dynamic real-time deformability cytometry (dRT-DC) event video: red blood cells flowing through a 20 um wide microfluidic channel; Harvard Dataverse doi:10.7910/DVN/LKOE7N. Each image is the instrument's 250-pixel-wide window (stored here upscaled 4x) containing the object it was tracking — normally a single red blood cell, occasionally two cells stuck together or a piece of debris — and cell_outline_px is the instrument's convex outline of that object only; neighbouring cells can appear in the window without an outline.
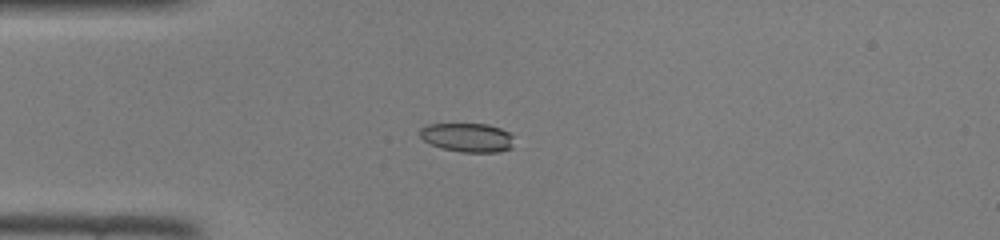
{"species": "common noctule bat (a hibernating species)", "species_latin": "Nyctalus noctula", "temperature_condition": "room temperature", "stored_images_in_passage": 43, "camera_frame_rate_fps": 3000, "um_per_image_px": 0.085, "animal": {"sex": "female", "body_mass_g": 22.0, "forearm_length_mm": 56.7}, "frame": {"image": 1, "passage_image": 9, "time_ms": 2.667, "image_size_px": [1000, 240], "cell_outline_px": [[512, 148], [500, 152], [460, 152], [444, 148], [432, 144], [424, 140], [420, 136], [420, 128], [424, 124], [488, 124], [500, 128], [508, 132], [512, 136]], "centroid_in_image_um": [39.73, 11.68], "position_along_channel_um": 45.3, "area_um2": 15.84}}
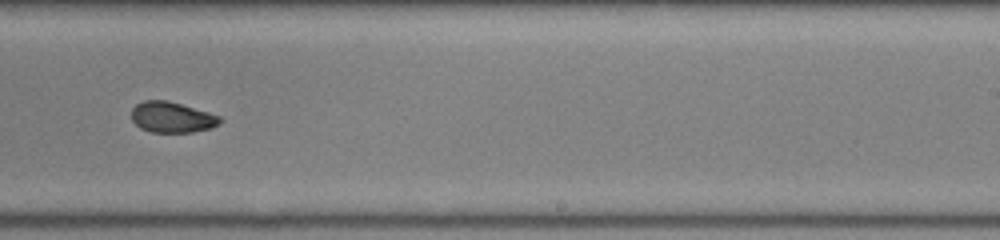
{"frame": {"image": 2, "passage_image": 26, "time_ms": 8.333, "image_size_px": [1000, 240], "cell_outline_px": [[224, 120], [220, 124], [212, 128], [192, 132], [152, 132], [140, 128], [132, 120], [132, 108], [136, 104], [144, 100], [168, 100], [208, 112], [220, 116]], "centroid_in_image_um": [14.64, 9.96], "position_along_channel_um": 274.4, "area_um2": 15.95}}
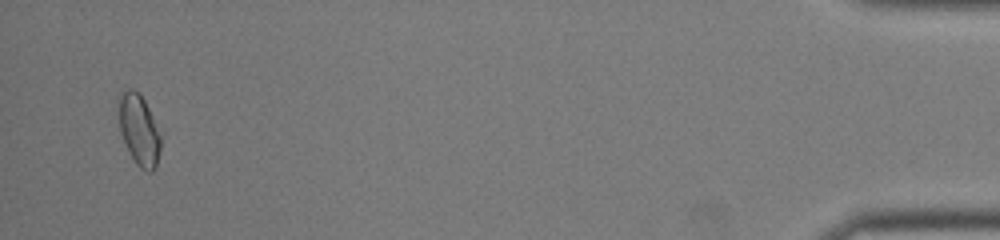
{"frame": {"image": 3, "passage_image": 42, "time_ms": 13.667, "image_size_px": [1000, 240], "cell_outline_px": [[164, 132], [156, 168], [152, 172], [148, 172], [140, 168], [136, 164], [120, 132], [120, 96], [128, 88], [132, 88], [144, 100]], "centroid_in_image_um": [11.92, 11.09], "position_along_channel_um": 423.3, "area_um2": 17.51}}